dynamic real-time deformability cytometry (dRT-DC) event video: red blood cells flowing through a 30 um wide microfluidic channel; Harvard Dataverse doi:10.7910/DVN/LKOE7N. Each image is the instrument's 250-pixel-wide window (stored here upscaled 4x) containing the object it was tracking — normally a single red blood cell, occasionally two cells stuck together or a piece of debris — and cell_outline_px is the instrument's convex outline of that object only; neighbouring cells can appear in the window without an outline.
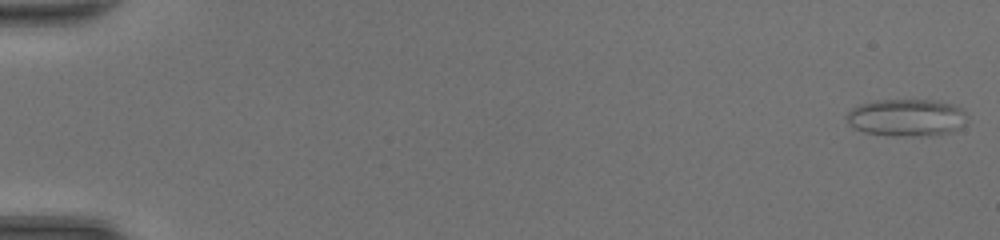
{"species": "common noctule bat (a hibernating species)", "species_latin": "Nyctalus noctula", "temperature_condition": "room temperature", "stored_images_in_passage": 48, "camera_frame_rate_fps": 3000, "um_per_image_px": 0.085, "animal": {"sex": "female", "body_mass_g": 20.0, "forearm_length_mm": 54.0}, "frame": {"image": 1, "passage_image": 1, "time_ms": 0.0, "image_size_px": [1000, 240], "cell_outline_px": [[968, 120], [960, 128], [952, 132], [928, 136], [892, 136], [864, 132], [852, 128], [848, 124], [844, 116], [852, 108], [860, 104], [876, 100], [940, 100], [952, 104], [960, 108], [968, 116]], "centroid_in_image_um": [77.05, 10.0], "position_along_channel_um": 7.9, "area_um2": 26.7}}
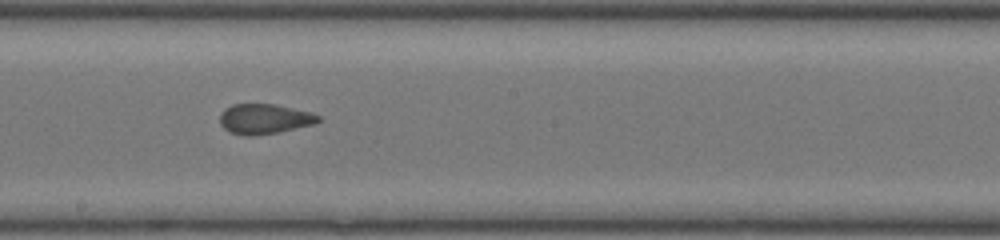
{"frame": {"image": 2, "passage_image": 28, "time_ms": 9.0, "image_size_px": [1000, 240], "cell_outline_px": [[320, 120], [312, 124], [280, 132], [252, 136], [248, 136], [232, 132], [224, 128], [220, 124], [220, 112], [224, 108], [232, 104], [276, 104], [312, 112], [320, 116]], "centroid_in_image_um": [22.46, 10.09], "position_along_channel_um": 225.7, "area_um2": 17.28}}
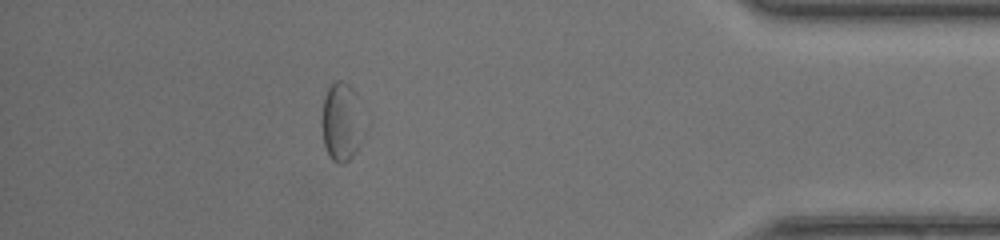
{"frame": {"image": 3, "passage_image": 43, "time_ms": 14.0, "image_size_px": [1000, 240], "cell_outline_px": [[356, 152], [344, 164], [340, 164], [332, 160], [328, 156], [324, 144], [320, 120], [324, 96], [328, 88], [336, 80], [344, 80], [356, 92]], "centroid_in_image_um": [28.86, 10.34], "position_along_channel_um": 406.3, "area_um2": 17.8}, "authors_computed_cell_mechanics": {"area_um2": 18.0047, "velocity_mm_per_s": 4.3908, "shape_relaxation_time_tau1_ms": null, "shape_relaxation_time_tau2_ms": 0.9737, "deformation_change_tau1": null, "deformation_change_tau2": 0.073}}